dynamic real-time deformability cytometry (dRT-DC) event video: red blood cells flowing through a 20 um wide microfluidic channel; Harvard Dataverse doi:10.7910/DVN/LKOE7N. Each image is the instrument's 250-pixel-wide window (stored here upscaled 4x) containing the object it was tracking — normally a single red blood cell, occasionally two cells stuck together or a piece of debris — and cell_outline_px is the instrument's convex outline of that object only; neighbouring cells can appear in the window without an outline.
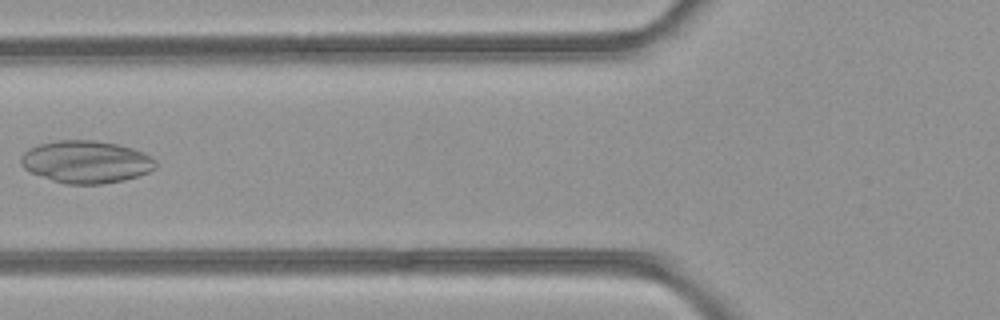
{"species": "common noctule bat (a hibernating species)", "species_latin": "Nyctalus noctula", "temperature_condition": "room temperature", "stored_images_in_passage": 3, "camera_frame_rate_fps": 3000, "um_per_image_px": 0.085, "animal": {"sex": "female", "body_mass_g": 21.9}, "frame": {"image": 1, "passage_image": 3, "time_ms": 0.667, "image_size_px": [1000, 320], "cell_outline_px": [[156, 168], [148, 172], [124, 180], [100, 184], [64, 184], [52, 180], [32, 172], [24, 168], [20, 164], [20, 156], [24, 152], [40, 144], [60, 140], [92, 140], [116, 144], [132, 148], [144, 152], [156, 160]], "centroid_in_image_um": [7.33, 13.76], "position_along_channel_um": 118.5, "area_um2": 33.12}}